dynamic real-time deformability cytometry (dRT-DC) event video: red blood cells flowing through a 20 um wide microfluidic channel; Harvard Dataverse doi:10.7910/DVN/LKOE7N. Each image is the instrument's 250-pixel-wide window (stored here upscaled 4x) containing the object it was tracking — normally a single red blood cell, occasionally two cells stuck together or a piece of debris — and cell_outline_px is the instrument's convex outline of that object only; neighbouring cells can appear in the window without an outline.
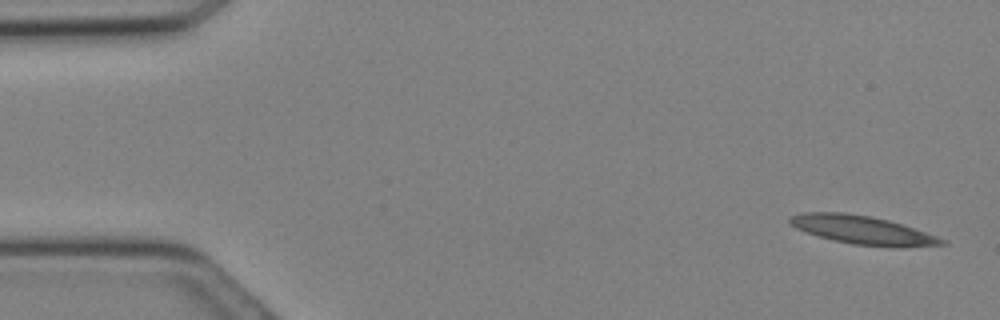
{"species": "Egyptian fruit bat (a non-hibernating species)", "species_latin": "Rousettus aegyptiacus", "temperature_condition": "cold", "stored_images_in_passage": 3, "camera_frame_rate_fps": 3000, "um_per_image_px": 0.085, "animal": {"sex": "female"}, "frame": {"image": 1, "passage_image": 1, "time_ms": 0.0, "image_size_px": [1000, 320], "cell_outline_px": [[948, 244], [900, 248], [896, 248], [852, 244], [832, 240], [796, 228], [788, 224], [788, 220], [792, 216], [804, 212], [844, 212], [872, 216], [888, 220], [948, 240]], "centroid_in_image_um": [73.34, 19.56], "position_along_channel_um": 11.7, "area_um2": 25.26}}